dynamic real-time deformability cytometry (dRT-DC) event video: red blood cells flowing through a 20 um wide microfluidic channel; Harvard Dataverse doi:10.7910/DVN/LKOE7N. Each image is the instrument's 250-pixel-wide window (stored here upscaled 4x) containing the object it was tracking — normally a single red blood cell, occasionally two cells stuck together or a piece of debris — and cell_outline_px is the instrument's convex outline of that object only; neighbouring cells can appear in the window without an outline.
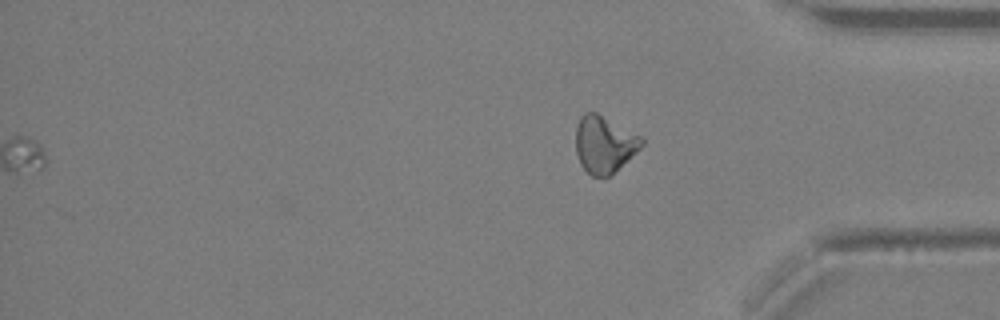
{"species": "Egyptian fruit bat (a non-hibernating species)", "species_latin": "Rousettus aegyptiacus", "temperature_condition": "warm", "stored_images_in_passage": 41, "camera_frame_rate_fps": 3000, "um_per_image_px": 0.085, "animal": {"sex": "female"}, "frame": {"image": 1, "passage_image": 41, "time_ms": 13.333, "image_size_px": [1000, 320], "cell_outline_px": [[644, 144], [636, 152], [608, 176], [592, 176], [580, 164], [576, 152], [576, 124], [580, 116], [584, 112], [596, 112], [640, 136], [644, 140]], "centroid_in_image_um": [51.33, 12.24], "position_along_channel_um": 383.9, "area_um2": 21.5}}